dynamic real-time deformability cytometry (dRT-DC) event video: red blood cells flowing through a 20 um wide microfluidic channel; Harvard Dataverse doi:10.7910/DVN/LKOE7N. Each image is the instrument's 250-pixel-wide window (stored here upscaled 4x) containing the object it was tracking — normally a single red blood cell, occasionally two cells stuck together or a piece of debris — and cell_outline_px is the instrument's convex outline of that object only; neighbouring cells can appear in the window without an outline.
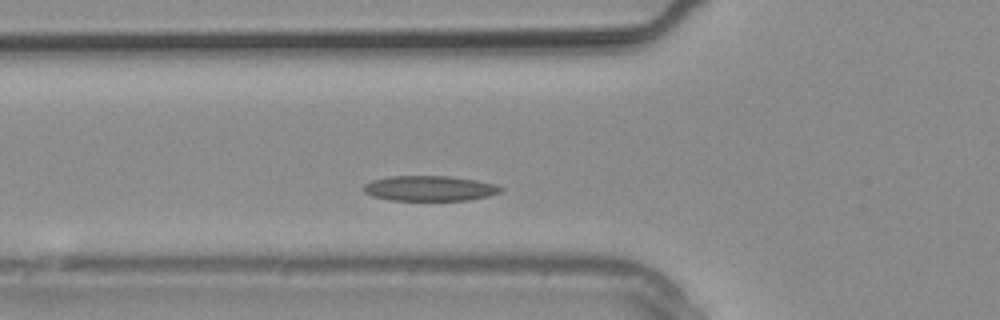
{"species": "common noctule bat (a hibernating species)", "species_latin": "Nyctalus noctula", "temperature_condition": "warm", "stored_images_in_passage": 12, "camera_frame_rate_fps": 3000, "um_per_image_px": 0.085, "animal": {"sex": "male", "body_mass_g": 20.4}, "frame": {"image": 1, "passage_image": 6, "time_ms": 1.667, "image_size_px": [1000, 320], "cell_outline_px": [[504, 188], [500, 192], [488, 196], [468, 200], [388, 200], [372, 196], [364, 192], [360, 188], [364, 184], [372, 180], [388, 176], [448, 176], [476, 180], [496, 184]], "centroid_in_image_um": [36.48, 16.01], "position_along_channel_um": 89.3, "area_um2": 20.29}}